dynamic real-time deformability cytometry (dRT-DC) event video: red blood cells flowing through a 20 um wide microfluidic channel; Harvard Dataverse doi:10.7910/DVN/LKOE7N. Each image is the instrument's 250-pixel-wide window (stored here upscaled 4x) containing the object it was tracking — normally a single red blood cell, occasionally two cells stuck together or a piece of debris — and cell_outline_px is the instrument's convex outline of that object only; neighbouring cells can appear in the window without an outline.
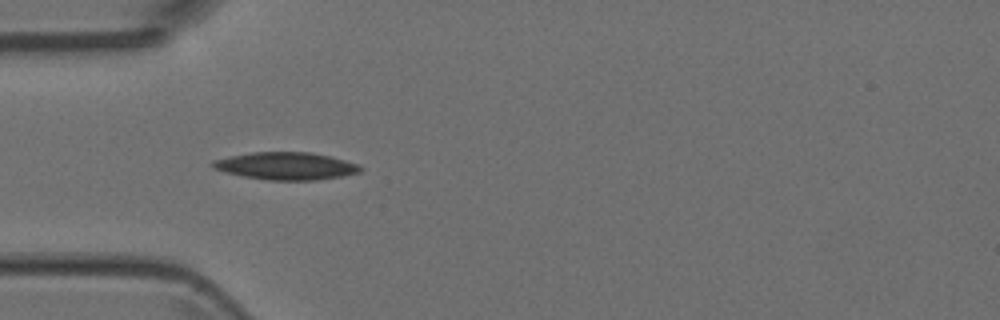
{"species": "Egyptian fruit bat (a non-hibernating species)", "species_latin": "Rousettus aegyptiacus", "temperature_condition": "room temperature", "stored_images_in_passage": 2, "camera_frame_rate_fps": 3000, "um_per_image_px": 0.085, "animal": {"sex": "female"}, "frame": {"image": 1, "passage_image": 1, "time_ms": 0.0, "image_size_px": [1000, 320], "cell_outline_px": [[364, 168], [360, 172], [344, 176], [316, 180], [268, 180], [244, 176], [212, 168], [208, 164], [212, 160], [252, 152], [312, 152], [360, 164]], "centroid_in_image_um": [24.34, 14.11], "position_along_channel_um": 60.7, "area_um2": 23.64}}
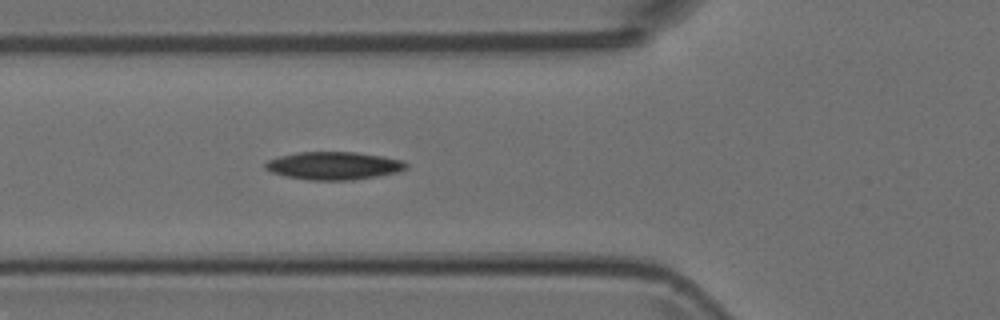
{"frame": {"image": 2, "passage_image": 2, "time_ms": 0.333, "image_size_px": [1000, 320], "cell_outline_px": [[408, 168], [400, 172], [352, 180], [308, 180], [288, 176], [272, 172], [264, 168], [264, 164], [268, 160], [280, 156], [296, 152], [356, 152], [384, 156], [404, 160], [408, 164]], "centroid_in_image_um": [28.42, 14.08], "position_along_channel_um": 97.4, "area_um2": 23.0}}